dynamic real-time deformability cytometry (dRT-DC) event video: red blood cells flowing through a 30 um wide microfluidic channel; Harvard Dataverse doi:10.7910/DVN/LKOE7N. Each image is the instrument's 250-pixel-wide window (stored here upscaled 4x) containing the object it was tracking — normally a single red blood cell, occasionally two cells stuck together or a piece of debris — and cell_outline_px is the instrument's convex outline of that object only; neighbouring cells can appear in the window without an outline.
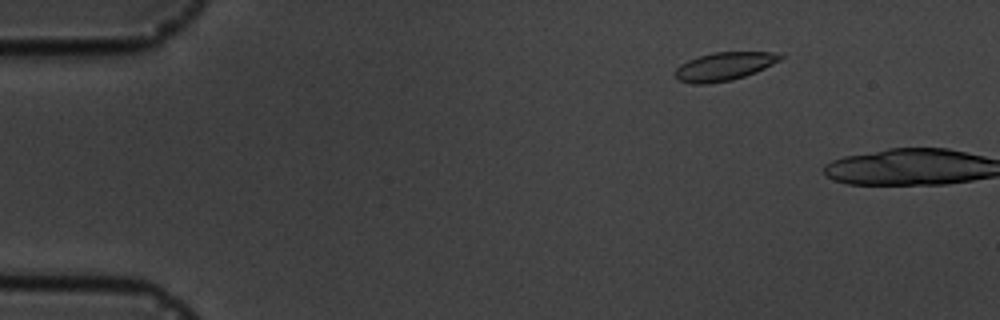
{"species": "common noctule bat (a hibernating species)", "species_latin": "Nyctalus noctula", "temperature_condition": "cold", "stored_images_in_passage": 4, "camera_frame_rate_fps": 3000, "um_per_image_px": 0.085, "animal": {"sex": "male", "body_mass_g": 19.5, "forearm_length_mm": 54.6}, "frame": {"image": 1, "passage_image": 3, "time_ms": 2.333, "image_size_px": [1000, 320], "cell_outline_px": [[784, 56], [780, 60], [756, 72], [732, 80], [704, 84], [692, 84], [676, 80], [676, 68], [680, 64], [688, 60], [712, 52], [772, 52]], "centroid_in_image_um": [61.52, 5.65], "position_along_channel_um": 23.5, "area_um2": 17.22}}